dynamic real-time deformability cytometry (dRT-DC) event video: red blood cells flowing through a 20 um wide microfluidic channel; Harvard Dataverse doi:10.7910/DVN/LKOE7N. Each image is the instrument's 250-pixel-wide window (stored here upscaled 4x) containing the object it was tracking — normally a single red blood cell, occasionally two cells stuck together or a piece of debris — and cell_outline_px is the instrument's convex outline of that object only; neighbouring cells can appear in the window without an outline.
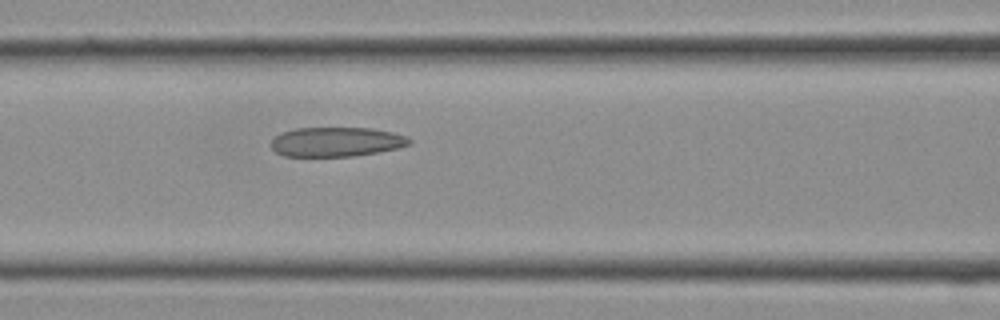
{"species": "Egyptian fruit bat (a non-hibernating species)", "species_latin": "Rousettus aegyptiacus", "temperature_condition": "cold", "stored_images_in_passage": 12, "camera_frame_rate_fps": 3000, "um_per_image_px": 0.085, "frame": {"image": 1, "passage_image": 12, "time_ms": 3.667, "image_size_px": [1000, 320], "cell_outline_px": [[412, 144], [380, 152], [352, 156], [284, 156], [276, 152], [268, 144], [276, 136], [284, 132], [296, 128], [372, 128], [392, 132], [404, 136], [412, 140]], "centroid_in_image_um": [28.59, 12.06], "position_along_channel_um": 138.0, "area_um2": 23.7}}